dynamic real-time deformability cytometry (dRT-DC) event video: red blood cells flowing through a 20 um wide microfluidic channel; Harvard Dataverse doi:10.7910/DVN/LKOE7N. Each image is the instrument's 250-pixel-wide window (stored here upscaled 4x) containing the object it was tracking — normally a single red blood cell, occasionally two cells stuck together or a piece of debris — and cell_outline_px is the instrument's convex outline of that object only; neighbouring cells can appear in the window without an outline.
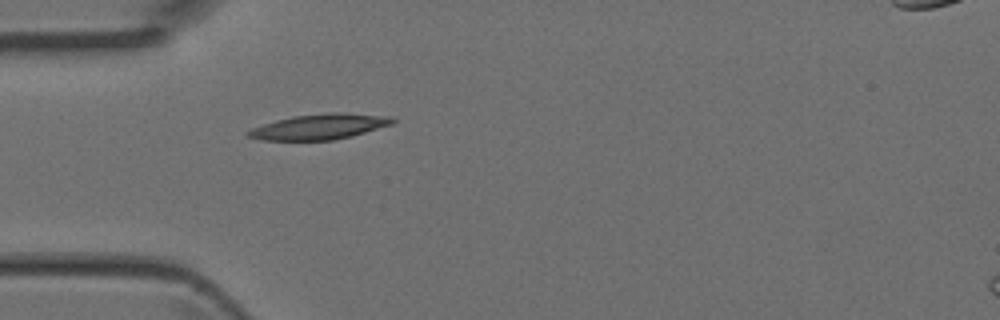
{"species": "Egyptian fruit bat (a non-hibernating species)", "species_latin": "Rousettus aegyptiacus", "temperature_condition": "room temperature", "stored_images_in_passage": 2, "camera_frame_rate_fps": 3000, "um_per_image_px": 0.085, "animal": {"sex": "female"}, "frame": {"image": 1, "passage_image": 2, "time_ms": 0.333, "image_size_px": [1000, 320], "cell_outline_px": [[396, 120], [392, 124], [352, 136], [332, 140], [260, 140], [244, 136], [244, 132], [252, 128], [276, 120], [292, 116], [328, 112], [336, 112], [388, 116]], "centroid_in_image_um": [27.1, 10.77], "position_along_channel_um": 57.9, "area_um2": 21.39}}